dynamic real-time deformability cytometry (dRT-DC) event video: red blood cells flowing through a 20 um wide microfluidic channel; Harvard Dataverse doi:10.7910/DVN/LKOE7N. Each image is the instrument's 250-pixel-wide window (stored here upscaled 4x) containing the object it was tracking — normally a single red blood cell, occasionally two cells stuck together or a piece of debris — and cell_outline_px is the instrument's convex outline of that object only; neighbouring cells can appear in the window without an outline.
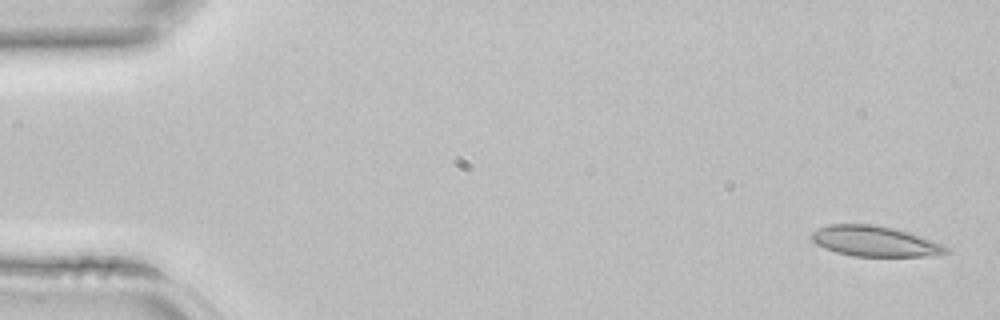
{"species": "common noctule bat (a hibernating species)", "species_latin": "Nyctalus noctula", "temperature_condition": "room temperature", "stored_images_in_passage": 3, "camera_frame_rate_fps": 3000, "um_per_image_px": 0.085, "animal": {"sex": "female", "body_mass_g": 22.7, "forearm_length_mm": 54.2}, "frame": {"image": 1, "passage_image": 1, "time_ms": 0.0, "image_size_px": [1000, 320], "cell_outline_px": [[952, 248], [948, 252], [936, 256], [852, 256], [836, 252], [824, 248], [816, 244], [812, 240], [812, 232], [828, 224], [876, 224], [896, 228], [944, 244]], "centroid_in_image_um": [74.41, 20.51], "position_along_channel_um": 10.6, "area_um2": 24.1}}